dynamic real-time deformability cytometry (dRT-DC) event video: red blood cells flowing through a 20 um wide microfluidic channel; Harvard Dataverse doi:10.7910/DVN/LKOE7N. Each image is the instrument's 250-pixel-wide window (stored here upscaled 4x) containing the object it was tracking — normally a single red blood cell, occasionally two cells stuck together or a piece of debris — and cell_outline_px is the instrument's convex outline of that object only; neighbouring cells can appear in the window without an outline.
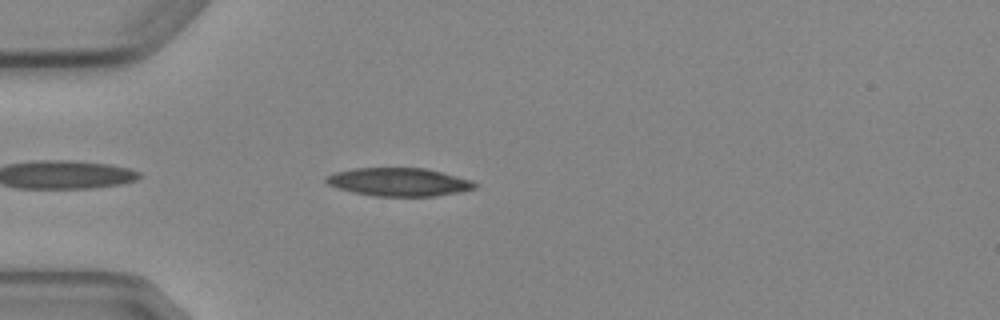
{"species": "Egyptian fruit bat (a non-hibernating species)", "species_latin": "Rousettus aegyptiacus", "temperature_condition": "cold", "stored_images_in_passage": 3, "camera_frame_rate_fps": 3000, "um_per_image_px": 0.085, "animal": {"sex": "female"}, "frame": {"image": 1, "passage_image": 2, "time_ms": 1.333, "image_size_px": [1000, 320], "cell_outline_px": [[480, 184], [476, 188], [460, 192], [436, 196], [372, 196], [352, 192], [328, 184], [324, 180], [324, 176], [336, 172], [352, 168], [424, 168], [472, 180]], "centroid_in_image_um": [33.91, 15.47], "position_along_channel_um": 51.1, "area_um2": 24.51}}